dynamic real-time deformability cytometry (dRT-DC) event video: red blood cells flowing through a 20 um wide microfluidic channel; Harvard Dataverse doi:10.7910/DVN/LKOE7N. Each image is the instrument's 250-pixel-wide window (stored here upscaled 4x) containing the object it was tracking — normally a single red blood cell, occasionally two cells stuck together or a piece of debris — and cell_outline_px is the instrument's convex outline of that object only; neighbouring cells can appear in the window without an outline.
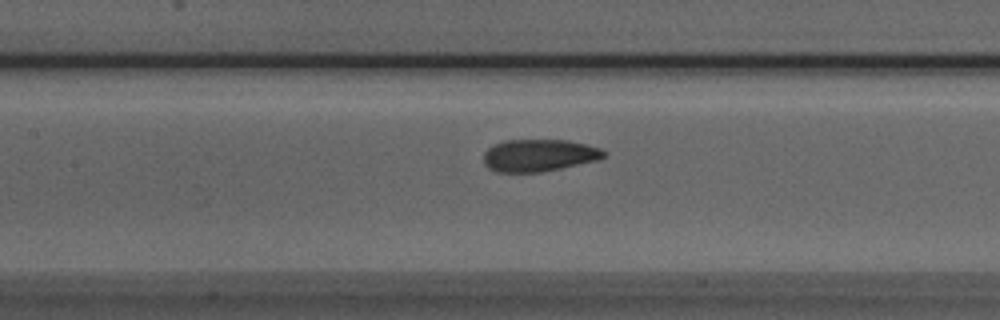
{"species": "Egyptian fruit bat (a non-hibernating species)", "species_latin": "Rousettus aegyptiacus", "temperature_condition": "room temperature", "stored_images_in_passage": 30, "camera_frame_rate_fps": 3000, "um_per_image_px": 0.085, "animal": {"sex": "male"}, "frame": {"image": 1, "passage_image": 9, "time_ms": 2.667, "image_size_px": [1000, 320], "cell_outline_px": [[608, 152], [604, 156], [596, 160], [560, 168], [540, 172], [496, 172], [488, 168], [484, 164], [484, 152], [488, 148], [504, 140], [568, 140], [600, 148]], "centroid_in_image_um": [45.78, 13.2], "position_along_channel_um": 161.6, "area_um2": 22.43}}
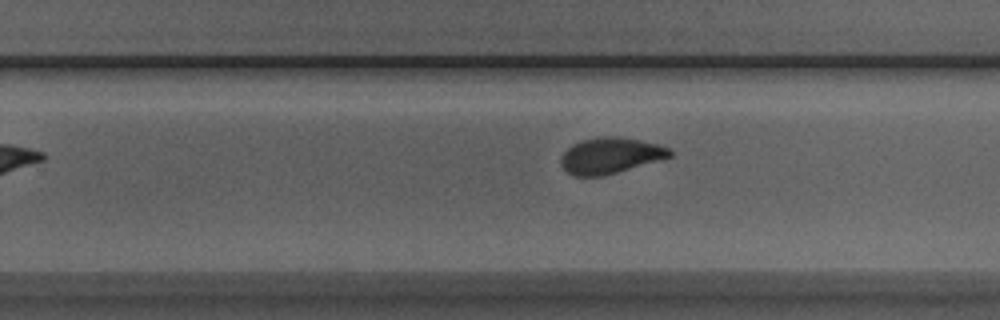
{"frame": {"image": 2, "passage_image": 18, "time_ms": 5.667, "image_size_px": [1000, 320], "cell_outline_px": [[672, 156], [616, 172], [600, 176], [572, 176], [560, 164], [560, 160], [564, 152], [572, 144], [580, 140], [600, 136], [620, 136], [640, 140], [656, 144], [668, 148], [672, 152]], "centroid_in_image_um": [51.83, 13.21], "position_along_channel_um": 278.0, "area_um2": 22.6}}
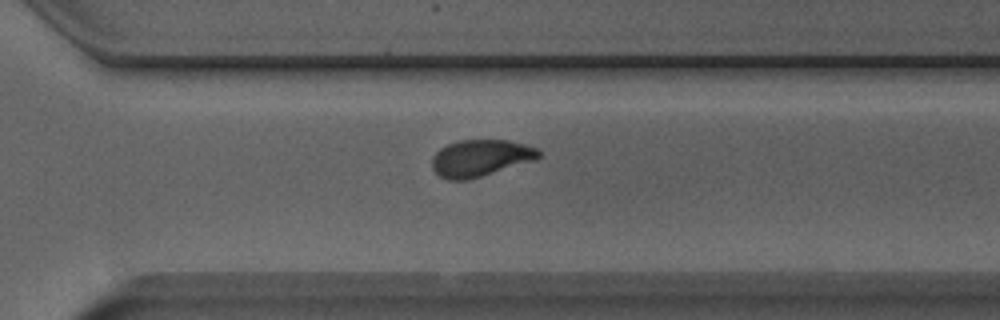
{"frame": {"image": 3, "passage_image": 22, "time_ms": 7.0, "image_size_px": [1000, 320], "cell_outline_px": [[540, 156], [536, 160], [468, 180], [448, 180], [440, 176], [432, 168], [432, 156], [440, 148], [448, 144], [460, 140], [508, 140], [524, 144], [536, 148], [540, 152]], "centroid_in_image_um": [40.83, 13.43], "position_along_channel_um": 329.8, "area_um2": 22.83}, "authors_computed_cell_mechanics": {"area_um2": 23.1778, "velocity_mm_per_s": 3.8905, "shape_relaxation_time_tau1_ms": 4.0913, "shape_relaxation_time_tau2_ms": 0.9084, "deformation_change_tau1": 0.1339, "deformation_change_tau2": 0.0602}}